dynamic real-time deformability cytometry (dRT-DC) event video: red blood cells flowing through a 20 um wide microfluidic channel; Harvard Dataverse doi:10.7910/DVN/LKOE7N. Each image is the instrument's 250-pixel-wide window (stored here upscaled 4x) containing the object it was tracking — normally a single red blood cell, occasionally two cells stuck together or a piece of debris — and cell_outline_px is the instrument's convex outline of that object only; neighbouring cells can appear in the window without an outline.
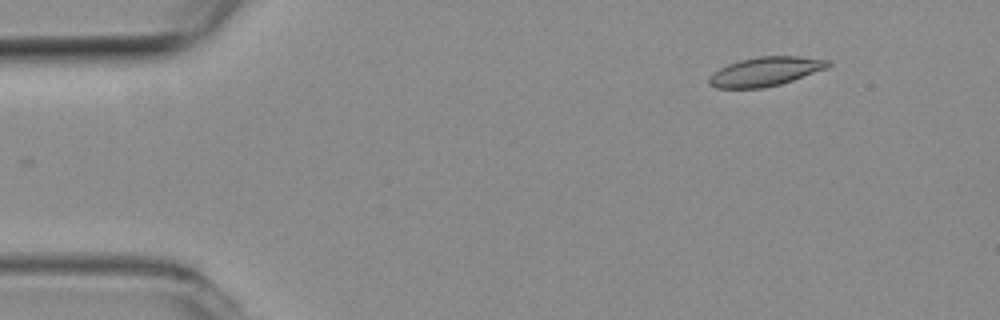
{"species": "common noctule bat (a hibernating species)", "species_latin": "Nyctalus noctula", "temperature_condition": "room temperature", "stored_images_in_passage": 5, "camera_frame_rate_fps": 3000, "um_per_image_px": 0.085, "animal": {"sex": "female", "body_mass_g": 19.3, "forearm_length_mm": 54.1}, "frame": {"image": 1, "passage_image": 1, "time_ms": 0.0, "image_size_px": [1000, 320], "cell_outline_px": [[832, 64], [828, 68], [780, 84], [764, 88], [716, 88], [708, 84], [708, 80], [720, 68], [728, 64], [740, 60], [760, 56], [796, 56], [832, 60]], "centroid_in_image_um": [65.11, 6.07], "position_along_channel_um": 19.9, "area_um2": 20.06}}